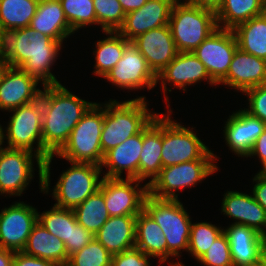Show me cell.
<instances>
[{"label":"cell","mask_w":266,"mask_h":266,"mask_svg":"<svg viewBox=\"0 0 266 266\" xmlns=\"http://www.w3.org/2000/svg\"><path fill=\"white\" fill-rule=\"evenodd\" d=\"M38 222L48 232L57 236L64 243L70 242L71 234V209L52 206L48 211L38 212Z\"/></svg>","instance_id":"37"},{"label":"cell","mask_w":266,"mask_h":266,"mask_svg":"<svg viewBox=\"0 0 266 266\" xmlns=\"http://www.w3.org/2000/svg\"><path fill=\"white\" fill-rule=\"evenodd\" d=\"M40 98L44 162L63 147L73 128L95 102L83 100L62 84L43 86Z\"/></svg>","instance_id":"1"},{"label":"cell","mask_w":266,"mask_h":266,"mask_svg":"<svg viewBox=\"0 0 266 266\" xmlns=\"http://www.w3.org/2000/svg\"><path fill=\"white\" fill-rule=\"evenodd\" d=\"M223 232V228L208 222L192 223L188 251L198 260Z\"/></svg>","instance_id":"36"},{"label":"cell","mask_w":266,"mask_h":266,"mask_svg":"<svg viewBox=\"0 0 266 266\" xmlns=\"http://www.w3.org/2000/svg\"><path fill=\"white\" fill-rule=\"evenodd\" d=\"M243 94L248 97V108H244L251 116L266 123V84L246 90Z\"/></svg>","instance_id":"41"},{"label":"cell","mask_w":266,"mask_h":266,"mask_svg":"<svg viewBox=\"0 0 266 266\" xmlns=\"http://www.w3.org/2000/svg\"><path fill=\"white\" fill-rule=\"evenodd\" d=\"M221 213L234 219L233 224L254 229L266 238V213L253 195L239 191H227L223 195Z\"/></svg>","instance_id":"22"},{"label":"cell","mask_w":266,"mask_h":266,"mask_svg":"<svg viewBox=\"0 0 266 266\" xmlns=\"http://www.w3.org/2000/svg\"><path fill=\"white\" fill-rule=\"evenodd\" d=\"M255 266H266V265L261 261L259 264L255 265Z\"/></svg>","instance_id":"55"},{"label":"cell","mask_w":266,"mask_h":266,"mask_svg":"<svg viewBox=\"0 0 266 266\" xmlns=\"http://www.w3.org/2000/svg\"><path fill=\"white\" fill-rule=\"evenodd\" d=\"M237 48L233 31L218 28L193 53L205 65L211 79L219 85L228 73Z\"/></svg>","instance_id":"13"},{"label":"cell","mask_w":266,"mask_h":266,"mask_svg":"<svg viewBox=\"0 0 266 266\" xmlns=\"http://www.w3.org/2000/svg\"><path fill=\"white\" fill-rule=\"evenodd\" d=\"M207 81L211 86L217 85L207 72L205 65L196 57L193 52H178L176 57L157 74V84L160 82V86L163 88L164 97L167 103V107H170L169 96L166 93L171 89L166 86L174 85L186 92L187 86H191L201 81ZM168 96V97H167Z\"/></svg>","instance_id":"16"},{"label":"cell","mask_w":266,"mask_h":266,"mask_svg":"<svg viewBox=\"0 0 266 266\" xmlns=\"http://www.w3.org/2000/svg\"><path fill=\"white\" fill-rule=\"evenodd\" d=\"M197 262L204 266H234L227 235L222 232Z\"/></svg>","instance_id":"40"},{"label":"cell","mask_w":266,"mask_h":266,"mask_svg":"<svg viewBox=\"0 0 266 266\" xmlns=\"http://www.w3.org/2000/svg\"><path fill=\"white\" fill-rule=\"evenodd\" d=\"M39 83L21 68L10 66L0 81V110L9 111L39 99Z\"/></svg>","instance_id":"19"},{"label":"cell","mask_w":266,"mask_h":266,"mask_svg":"<svg viewBox=\"0 0 266 266\" xmlns=\"http://www.w3.org/2000/svg\"><path fill=\"white\" fill-rule=\"evenodd\" d=\"M15 252L0 248V266H12Z\"/></svg>","instance_id":"49"},{"label":"cell","mask_w":266,"mask_h":266,"mask_svg":"<svg viewBox=\"0 0 266 266\" xmlns=\"http://www.w3.org/2000/svg\"><path fill=\"white\" fill-rule=\"evenodd\" d=\"M232 31L238 48L266 60V12L238 25Z\"/></svg>","instance_id":"31"},{"label":"cell","mask_w":266,"mask_h":266,"mask_svg":"<svg viewBox=\"0 0 266 266\" xmlns=\"http://www.w3.org/2000/svg\"><path fill=\"white\" fill-rule=\"evenodd\" d=\"M104 79L123 90H141L144 87L152 90L157 86V75L132 42L125 47L122 58Z\"/></svg>","instance_id":"15"},{"label":"cell","mask_w":266,"mask_h":266,"mask_svg":"<svg viewBox=\"0 0 266 266\" xmlns=\"http://www.w3.org/2000/svg\"><path fill=\"white\" fill-rule=\"evenodd\" d=\"M171 108L162 113V167L201 159L210 149L198 138L193 127L171 119Z\"/></svg>","instance_id":"10"},{"label":"cell","mask_w":266,"mask_h":266,"mask_svg":"<svg viewBox=\"0 0 266 266\" xmlns=\"http://www.w3.org/2000/svg\"><path fill=\"white\" fill-rule=\"evenodd\" d=\"M131 42L156 75L178 54L169 25L149 30Z\"/></svg>","instance_id":"18"},{"label":"cell","mask_w":266,"mask_h":266,"mask_svg":"<svg viewBox=\"0 0 266 266\" xmlns=\"http://www.w3.org/2000/svg\"><path fill=\"white\" fill-rule=\"evenodd\" d=\"M255 182L251 190L254 199L263 207L266 213V172H258L253 177Z\"/></svg>","instance_id":"44"},{"label":"cell","mask_w":266,"mask_h":266,"mask_svg":"<svg viewBox=\"0 0 266 266\" xmlns=\"http://www.w3.org/2000/svg\"><path fill=\"white\" fill-rule=\"evenodd\" d=\"M175 2V0H148L138 10L125 15L124 23L117 32L131 42L149 30L168 25Z\"/></svg>","instance_id":"17"},{"label":"cell","mask_w":266,"mask_h":266,"mask_svg":"<svg viewBox=\"0 0 266 266\" xmlns=\"http://www.w3.org/2000/svg\"><path fill=\"white\" fill-rule=\"evenodd\" d=\"M112 256L94 237L89 244L70 255L65 266H111Z\"/></svg>","instance_id":"38"},{"label":"cell","mask_w":266,"mask_h":266,"mask_svg":"<svg viewBox=\"0 0 266 266\" xmlns=\"http://www.w3.org/2000/svg\"><path fill=\"white\" fill-rule=\"evenodd\" d=\"M136 216L109 217L94 237L112 255L131 249L135 247Z\"/></svg>","instance_id":"26"},{"label":"cell","mask_w":266,"mask_h":266,"mask_svg":"<svg viewBox=\"0 0 266 266\" xmlns=\"http://www.w3.org/2000/svg\"><path fill=\"white\" fill-rule=\"evenodd\" d=\"M12 266H58V265L50 260L26 255L21 251V252H15L12 261Z\"/></svg>","instance_id":"45"},{"label":"cell","mask_w":266,"mask_h":266,"mask_svg":"<svg viewBox=\"0 0 266 266\" xmlns=\"http://www.w3.org/2000/svg\"><path fill=\"white\" fill-rule=\"evenodd\" d=\"M30 27L63 44L75 32L71 29L59 0H39Z\"/></svg>","instance_id":"27"},{"label":"cell","mask_w":266,"mask_h":266,"mask_svg":"<svg viewBox=\"0 0 266 266\" xmlns=\"http://www.w3.org/2000/svg\"><path fill=\"white\" fill-rule=\"evenodd\" d=\"M62 43L42 35L30 26L6 33L4 55L11 67L21 68L42 86L61 84L51 72Z\"/></svg>","instance_id":"2"},{"label":"cell","mask_w":266,"mask_h":266,"mask_svg":"<svg viewBox=\"0 0 266 266\" xmlns=\"http://www.w3.org/2000/svg\"><path fill=\"white\" fill-rule=\"evenodd\" d=\"M22 252L29 256L50 260L58 266H65L69 258L65 243L48 232L39 222L32 228Z\"/></svg>","instance_id":"28"},{"label":"cell","mask_w":266,"mask_h":266,"mask_svg":"<svg viewBox=\"0 0 266 266\" xmlns=\"http://www.w3.org/2000/svg\"><path fill=\"white\" fill-rule=\"evenodd\" d=\"M93 5L102 32L118 31L126 15L119 0H93Z\"/></svg>","instance_id":"39"},{"label":"cell","mask_w":266,"mask_h":266,"mask_svg":"<svg viewBox=\"0 0 266 266\" xmlns=\"http://www.w3.org/2000/svg\"><path fill=\"white\" fill-rule=\"evenodd\" d=\"M184 2L217 13L224 0H183Z\"/></svg>","instance_id":"47"},{"label":"cell","mask_w":266,"mask_h":266,"mask_svg":"<svg viewBox=\"0 0 266 266\" xmlns=\"http://www.w3.org/2000/svg\"><path fill=\"white\" fill-rule=\"evenodd\" d=\"M10 67L8 60L6 59L4 54L0 55V81L3 78L6 70Z\"/></svg>","instance_id":"50"},{"label":"cell","mask_w":266,"mask_h":266,"mask_svg":"<svg viewBox=\"0 0 266 266\" xmlns=\"http://www.w3.org/2000/svg\"><path fill=\"white\" fill-rule=\"evenodd\" d=\"M170 266H185V264H183L181 261L179 262H172V261H168Z\"/></svg>","instance_id":"54"},{"label":"cell","mask_w":266,"mask_h":266,"mask_svg":"<svg viewBox=\"0 0 266 266\" xmlns=\"http://www.w3.org/2000/svg\"><path fill=\"white\" fill-rule=\"evenodd\" d=\"M135 178L104 177L99 190L110 217L138 215L144 209V200L148 194V185ZM135 183V184H134Z\"/></svg>","instance_id":"12"},{"label":"cell","mask_w":266,"mask_h":266,"mask_svg":"<svg viewBox=\"0 0 266 266\" xmlns=\"http://www.w3.org/2000/svg\"><path fill=\"white\" fill-rule=\"evenodd\" d=\"M93 238L94 235L77 222L74 211L71 209L70 242H65L68 257L89 244Z\"/></svg>","instance_id":"42"},{"label":"cell","mask_w":266,"mask_h":266,"mask_svg":"<svg viewBox=\"0 0 266 266\" xmlns=\"http://www.w3.org/2000/svg\"><path fill=\"white\" fill-rule=\"evenodd\" d=\"M66 19L75 32L85 26L97 25L93 0H59Z\"/></svg>","instance_id":"35"},{"label":"cell","mask_w":266,"mask_h":266,"mask_svg":"<svg viewBox=\"0 0 266 266\" xmlns=\"http://www.w3.org/2000/svg\"><path fill=\"white\" fill-rule=\"evenodd\" d=\"M70 168L60 174L52 189L54 204L60 208L74 209L89 196L95 194L104 177L100 165L94 163L69 162Z\"/></svg>","instance_id":"8"},{"label":"cell","mask_w":266,"mask_h":266,"mask_svg":"<svg viewBox=\"0 0 266 266\" xmlns=\"http://www.w3.org/2000/svg\"><path fill=\"white\" fill-rule=\"evenodd\" d=\"M3 126L0 124V150L3 148L5 141L3 140Z\"/></svg>","instance_id":"52"},{"label":"cell","mask_w":266,"mask_h":266,"mask_svg":"<svg viewBox=\"0 0 266 266\" xmlns=\"http://www.w3.org/2000/svg\"><path fill=\"white\" fill-rule=\"evenodd\" d=\"M8 112L13 114L9 117L8 125L3 128V140H7L8 144L6 147L30 151L43 161L41 98Z\"/></svg>","instance_id":"9"},{"label":"cell","mask_w":266,"mask_h":266,"mask_svg":"<svg viewBox=\"0 0 266 266\" xmlns=\"http://www.w3.org/2000/svg\"><path fill=\"white\" fill-rule=\"evenodd\" d=\"M103 123L104 107L95 102L73 128L63 147L43 162L42 192L44 194H48L51 187L50 165L52 160H54V156L65 159L68 162L101 165L104 157L100 144Z\"/></svg>","instance_id":"3"},{"label":"cell","mask_w":266,"mask_h":266,"mask_svg":"<svg viewBox=\"0 0 266 266\" xmlns=\"http://www.w3.org/2000/svg\"><path fill=\"white\" fill-rule=\"evenodd\" d=\"M178 52H193L218 29L216 13L176 1L168 22Z\"/></svg>","instance_id":"5"},{"label":"cell","mask_w":266,"mask_h":266,"mask_svg":"<svg viewBox=\"0 0 266 266\" xmlns=\"http://www.w3.org/2000/svg\"><path fill=\"white\" fill-rule=\"evenodd\" d=\"M266 12V0H224L216 13L218 28L233 30Z\"/></svg>","instance_id":"30"},{"label":"cell","mask_w":266,"mask_h":266,"mask_svg":"<svg viewBox=\"0 0 266 266\" xmlns=\"http://www.w3.org/2000/svg\"><path fill=\"white\" fill-rule=\"evenodd\" d=\"M142 149V132L126 139L121 144L112 148L104 154L101 168L106 167L103 177L123 178L126 171V178L139 180V160ZM105 173V174H104Z\"/></svg>","instance_id":"24"},{"label":"cell","mask_w":266,"mask_h":266,"mask_svg":"<svg viewBox=\"0 0 266 266\" xmlns=\"http://www.w3.org/2000/svg\"><path fill=\"white\" fill-rule=\"evenodd\" d=\"M244 93L266 84V60L237 48L226 77L219 83Z\"/></svg>","instance_id":"21"},{"label":"cell","mask_w":266,"mask_h":266,"mask_svg":"<svg viewBox=\"0 0 266 266\" xmlns=\"http://www.w3.org/2000/svg\"><path fill=\"white\" fill-rule=\"evenodd\" d=\"M252 156H258L257 158H259L260 164L262 165L260 172H266V127L254 142L246 158Z\"/></svg>","instance_id":"46"},{"label":"cell","mask_w":266,"mask_h":266,"mask_svg":"<svg viewBox=\"0 0 266 266\" xmlns=\"http://www.w3.org/2000/svg\"><path fill=\"white\" fill-rule=\"evenodd\" d=\"M265 127L266 123L244 109L233 112L223 127L225 144L238 157H246Z\"/></svg>","instance_id":"20"},{"label":"cell","mask_w":266,"mask_h":266,"mask_svg":"<svg viewBox=\"0 0 266 266\" xmlns=\"http://www.w3.org/2000/svg\"><path fill=\"white\" fill-rule=\"evenodd\" d=\"M39 0H0V25L8 31L30 26Z\"/></svg>","instance_id":"33"},{"label":"cell","mask_w":266,"mask_h":266,"mask_svg":"<svg viewBox=\"0 0 266 266\" xmlns=\"http://www.w3.org/2000/svg\"><path fill=\"white\" fill-rule=\"evenodd\" d=\"M135 247L153 259L159 266L167 261V243L165 235L157 222L143 209L136 216Z\"/></svg>","instance_id":"29"},{"label":"cell","mask_w":266,"mask_h":266,"mask_svg":"<svg viewBox=\"0 0 266 266\" xmlns=\"http://www.w3.org/2000/svg\"><path fill=\"white\" fill-rule=\"evenodd\" d=\"M227 235L234 266H255L262 260L266 238L252 228L231 224L223 228Z\"/></svg>","instance_id":"23"},{"label":"cell","mask_w":266,"mask_h":266,"mask_svg":"<svg viewBox=\"0 0 266 266\" xmlns=\"http://www.w3.org/2000/svg\"><path fill=\"white\" fill-rule=\"evenodd\" d=\"M34 159L38 167L39 186L42 192L43 161L34 153L3 147L0 150V194L21 196L34 177Z\"/></svg>","instance_id":"11"},{"label":"cell","mask_w":266,"mask_h":266,"mask_svg":"<svg viewBox=\"0 0 266 266\" xmlns=\"http://www.w3.org/2000/svg\"><path fill=\"white\" fill-rule=\"evenodd\" d=\"M216 154L209 150L201 159L163 167L148 185V194L159 199H178V191L191 188L216 173Z\"/></svg>","instance_id":"7"},{"label":"cell","mask_w":266,"mask_h":266,"mask_svg":"<svg viewBox=\"0 0 266 266\" xmlns=\"http://www.w3.org/2000/svg\"><path fill=\"white\" fill-rule=\"evenodd\" d=\"M104 34L108 35L107 38L98 40L95 43L96 49L93 51L96 61L93 72L101 78H104L116 66L124 54L125 47L130 43L117 31H104Z\"/></svg>","instance_id":"32"},{"label":"cell","mask_w":266,"mask_h":266,"mask_svg":"<svg viewBox=\"0 0 266 266\" xmlns=\"http://www.w3.org/2000/svg\"><path fill=\"white\" fill-rule=\"evenodd\" d=\"M144 210L157 222L165 235L167 260L181 257L188 251L191 230V217L179 199H159L146 195Z\"/></svg>","instance_id":"6"},{"label":"cell","mask_w":266,"mask_h":266,"mask_svg":"<svg viewBox=\"0 0 266 266\" xmlns=\"http://www.w3.org/2000/svg\"><path fill=\"white\" fill-rule=\"evenodd\" d=\"M148 100L140 96L131 100L110 99L104 107V123L100 144L103 155L129 137L142 132L159 114L149 110Z\"/></svg>","instance_id":"4"},{"label":"cell","mask_w":266,"mask_h":266,"mask_svg":"<svg viewBox=\"0 0 266 266\" xmlns=\"http://www.w3.org/2000/svg\"><path fill=\"white\" fill-rule=\"evenodd\" d=\"M5 38L6 33L2 30V27L0 25V55L4 54L5 52Z\"/></svg>","instance_id":"51"},{"label":"cell","mask_w":266,"mask_h":266,"mask_svg":"<svg viewBox=\"0 0 266 266\" xmlns=\"http://www.w3.org/2000/svg\"><path fill=\"white\" fill-rule=\"evenodd\" d=\"M38 211L23 201L15 202L0 212V248L21 252L34 225Z\"/></svg>","instance_id":"14"},{"label":"cell","mask_w":266,"mask_h":266,"mask_svg":"<svg viewBox=\"0 0 266 266\" xmlns=\"http://www.w3.org/2000/svg\"><path fill=\"white\" fill-rule=\"evenodd\" d=\"M261 261L266 265V243L264 244V247L262 250V260Z\"/></svg>","instance_id":"53"},{"label":"cell","mask_w":266,"mask_h":266,"mask_svg":"<svg viewBox=\"0 0 266 266\" xmlns=\"http://www.w3.org/2000/svg\"><path fill=\"white\" fill-rule=\"evenodd\" d=\"M162 114H158L142 131V149L139 160V181L149 179V185L162 167Z\"/></svg>","instance_id":"25"},{"label":"cell","mask_w":266,"mask_h":266,"mask_svg":"<svg viewBox=\"0 0 266 266\" xmlns=\"http://www.w3.org/2000/svg\"><path fill=\"white\" fill-rule=\"evenodd\" d=\"M148 0H119L122 9L125 14L138 10L141 8Z\"/></svg>","instance_id":"48"},{"label":"cell","mask_w":266,"mask_h":266,"mask_svg":"<svg viewBox=\"0 0 266 266\" xmlns=\"http://www.w3.org/2000/svg\"><path fill=\"white\" fill-rule=\"evenodd\" d=\"M152 256L143 253L136 247L112 256L111 266H150Z\"/></svg>","instance_id":"43"},{"label":"cell","mask_w":266,"mask_h":266,"mask_svg":"<svg viewBox=\"0 0 266 266\" xmlns=\"http://www.w3.org/2000/svg\"><path fill=\"white\" fill-rule=\"evenodd\" d=\"M77 222L95 235L106 223L110 215L105 205L104 195L98 190L73 209Z\"/></svg>","instance_id":"34"}]
</instances>
